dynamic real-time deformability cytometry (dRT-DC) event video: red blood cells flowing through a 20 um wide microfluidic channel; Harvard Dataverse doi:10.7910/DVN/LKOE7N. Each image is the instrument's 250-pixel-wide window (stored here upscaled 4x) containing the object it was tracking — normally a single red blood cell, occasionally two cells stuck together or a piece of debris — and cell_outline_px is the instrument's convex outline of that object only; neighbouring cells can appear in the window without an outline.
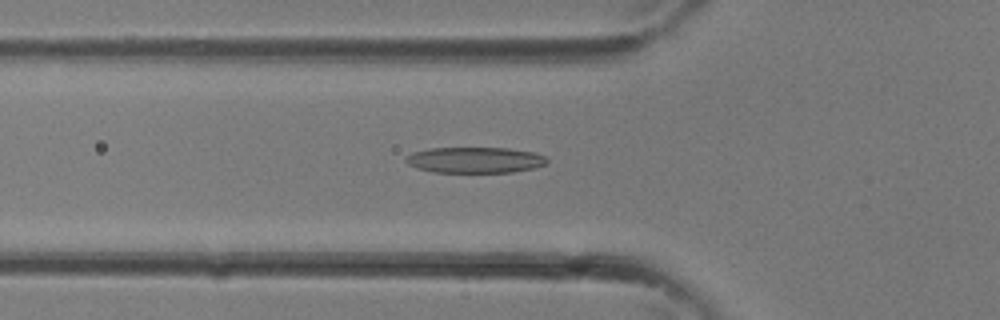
{"species": "common noctule bat (a hibernating species)", "species_latin": "Nyctalus noctula", "temperature_condition": "room temperature", "stored_images_in_passage": 32, "camera_frame_rate_fps": 3000, "um_per_image_px": 0.085, "animal": {"sex": "female"}, "frame": {"image": 1, "passage_image": 10, "time_ms": 3.0, "image_size_px": [1000, 320], "cell_outline_px": [[548, 160], [544, 164], [532, 168], [512, 172], [432, 172], [416, 168], [408, 164], [404, 160], [412, 152], [428, 148], [508, 148], [536, 152], [544, 156]], "centroid_in_image_um": [40.34, 13.59], "position_along_channel_um": 85.5, "area_um2": 21.27}}
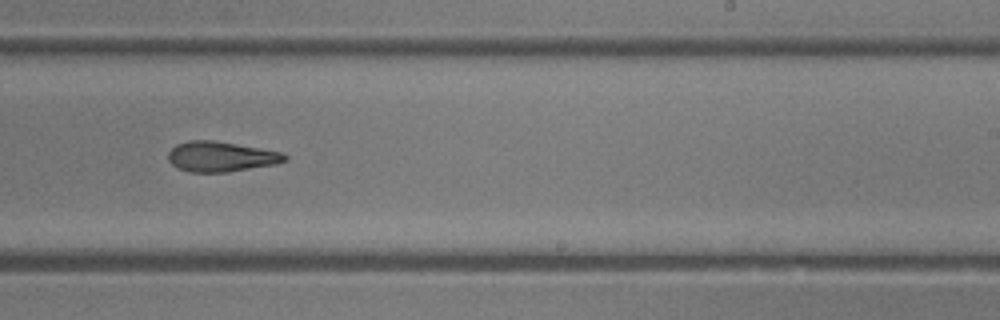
{"frame": {"image": 2, "passage_image": 19, "time_ms": 6.0, "image_size_px": [1000, 320], "cell_outline_px": [[288, 160], [276, 164], [228, 172], [188, 172], [176, 168], [168, 160], [168, 152], [176, 144], [188, 140], [212, 140], [236, 144], [280, 152], [288, 156]], "centroid_in_image_um": [18.74, 13.32], "position_along_channel_um": 270.3, "area_um2": 20.52}}
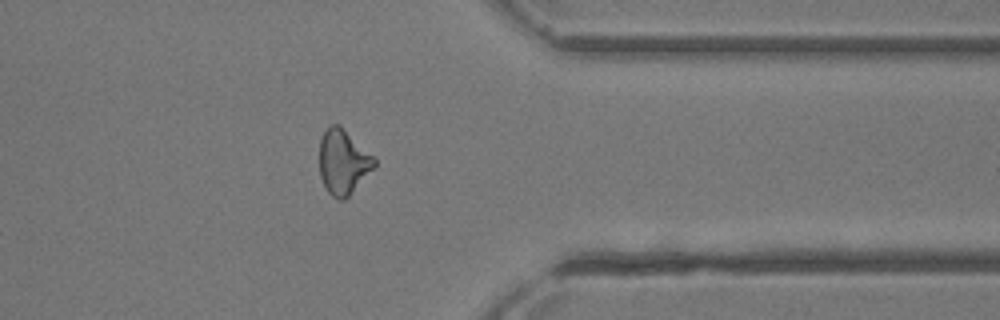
{"frame": {"image": 3, "passage_image": 25, "time_ms": 8.0, "image_size_px": [1000, 320], "cell_outline_px": [[376, 164], [348, 196], [344, 200], [336, 200], [328, 192], [320, 176], [320, 140], [328, 124], [340, 124], [376, 156]], "centroid_in_image_um": [29.17, 13.72], "position_along_channel_um": 382.2, "area_um2": 20.87}}